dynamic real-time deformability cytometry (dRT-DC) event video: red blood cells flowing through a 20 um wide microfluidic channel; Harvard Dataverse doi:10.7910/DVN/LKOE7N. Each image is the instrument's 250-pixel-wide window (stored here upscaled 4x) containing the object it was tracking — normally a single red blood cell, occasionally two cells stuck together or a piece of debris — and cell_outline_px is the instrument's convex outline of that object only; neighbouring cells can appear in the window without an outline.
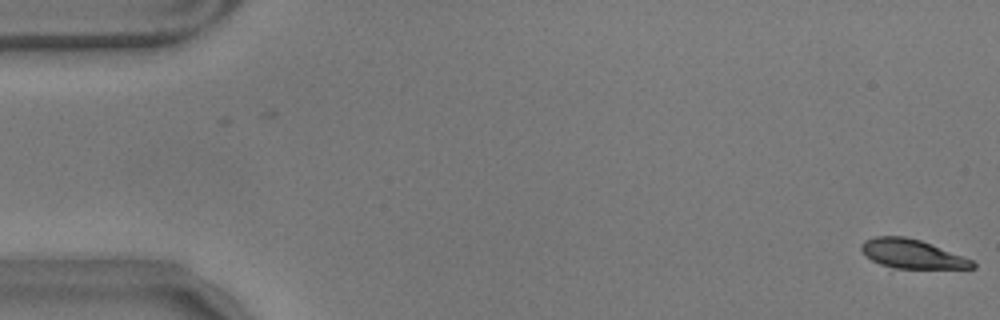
{"species": "common noctule bat (a hibernating species)", "species_latin": "Nyctalus noctula", "temperature_condition": "warm", "stored_images_in_passage": 6, "camera_frame_rate_fps": 3000, "um_per_image_px": 0.085, "animal": {"sex": "male", "body_mass_g": 17.9}, "frame": {"image": 1, "passage_image": 6, "time_ms": 1.667, "image_size_px": [1000, 320], "cell_outline_px": [[976, 268], [896, 268], [880, 264], [872, 260], [860, 248], [860, 244], [864, 240], [876, 236], [904, 236], [920, 240], [932, 244], [972, 260], [976, 264]], "centroid_in_image_um": [77.51, 21.57], "position_along_channel_um": 7.5, "area_um2": 18.55}}